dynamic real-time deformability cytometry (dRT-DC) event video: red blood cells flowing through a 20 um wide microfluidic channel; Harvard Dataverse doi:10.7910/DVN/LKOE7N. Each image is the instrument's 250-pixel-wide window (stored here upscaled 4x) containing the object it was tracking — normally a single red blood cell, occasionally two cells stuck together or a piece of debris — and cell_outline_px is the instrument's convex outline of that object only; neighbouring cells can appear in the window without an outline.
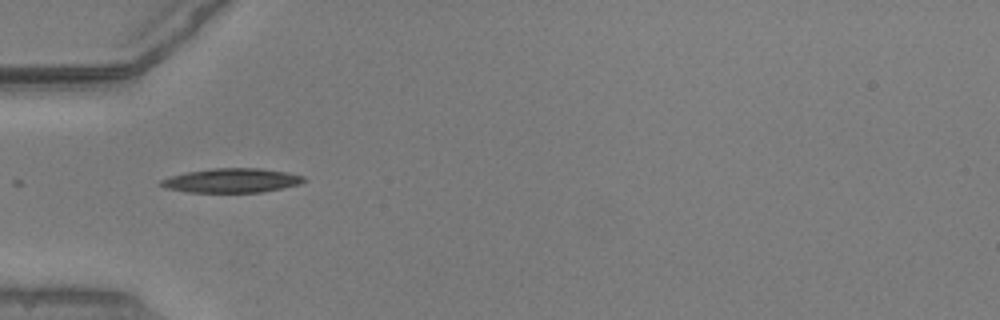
{"species": "common noctule bat (a hibernating species)", "species_latin": "Nyctalus noctula", "temperature_condition": "warm", "stored_images_in_passage": 16, "camera_frame_rate_fps": 3000, "um_per_image_px": 0.085, "animal": {"sex": "male", "body_mass_g": 20.5, "forearm_length_mm": 52.5}, "frame": {"image": 1, "passage_image": 1, "time_ms": 0.0, "image_size_px": [1000, 320], "cell_outline_px": [[308, 180], [300, 184], [260, 192], [188, 192], [164, 188], [156, 184], [160, 180], [172, 176], [188, 172], [212, 168], [260, 168], [288, 172], [304, 176]], "centroid_in_image_um": [19.69, 15.34], "position_along_channel_um": 65.3, "area_um2": 20.23}}
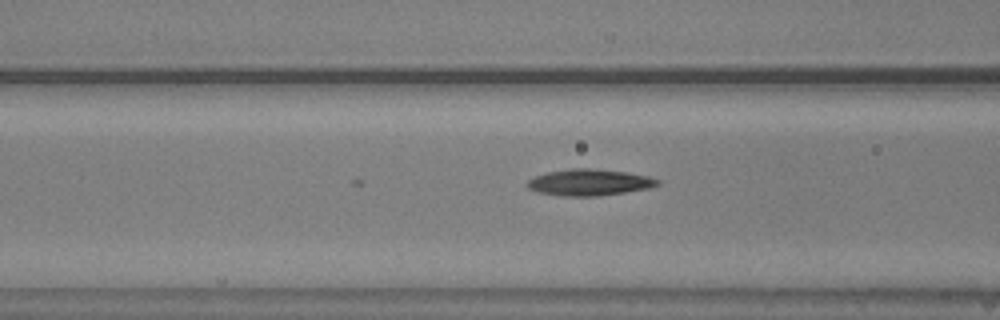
{"frame": {"image": 2, "passage_image": 5, "time_ms": 1.333, "image_size_px": [1000, 320], "cell_outline_px": [[660, 184], [648, 188], [624, 192], [596, 196], [560, 196], [536, 192], [528, 188], [524, 184], [528, 180], [536, 176], [548, 172], [572, 168], [588, 168], [628, 172], [648, 176], [660, 180]], "centroid_in_image_um": [50.06, 15.5], "position_along_channel_um": 116.5, "area_um2": 20.06}}
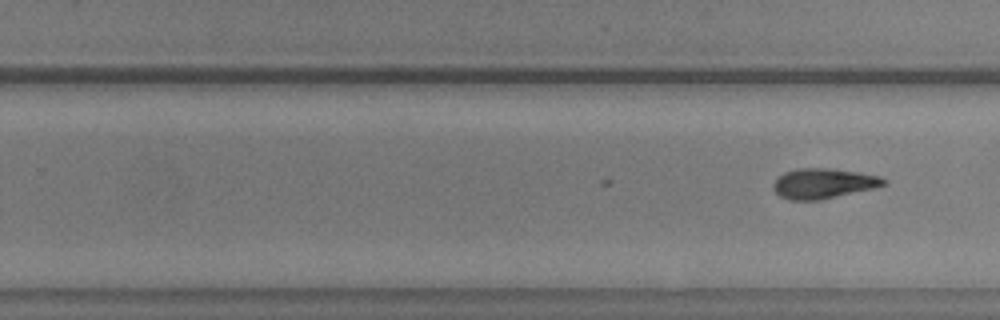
{"frame": {"image": 3, "passage_image": 16, "time_ms": 5.0, "image_size_px": [1000, 320], "cell_outline_px": [[888, 184], [872, 188], [820, 200], [792, 200], [780, 196], [772, 188], [772, 184], [784, 172], [796, 168], [828, 168], [856, 172], [880, 176], [888, 180]], "centroid_in_image_um": [69.98, 15.59], "position_along_channel_um": 259.8, "area_um2": 19.25}}